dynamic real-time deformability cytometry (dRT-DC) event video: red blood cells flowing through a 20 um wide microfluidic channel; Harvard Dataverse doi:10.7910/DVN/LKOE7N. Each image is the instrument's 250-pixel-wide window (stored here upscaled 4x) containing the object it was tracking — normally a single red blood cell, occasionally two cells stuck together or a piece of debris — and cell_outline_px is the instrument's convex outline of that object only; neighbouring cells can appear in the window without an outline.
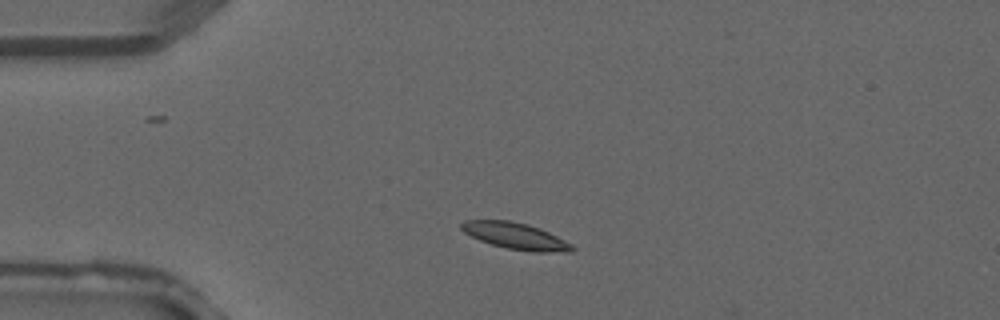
{"species": "common noctule bat (a hibernating species)", "species_latin": "Nyctalus noctula", "temperature_condition": "warm", "stored_images_in_passage": 1, "camera_frame_rate_fps": 3000, "um_per_image_px": 0.085, "animal": {"sex": "male", "forearm_length_mm": 52.5}, "frame": {"image": 1, "passage_image": 1, "time_ms": 0.0, "image_size_px": [1000, 320], "cell_outline_px": [[576, 248], [572, 252], [528, 252], [508, 248], [492, 244], [480, 240], [464, 232], [460, 228], [460, 224], [464, 220], [512, 220], [528, 224], [540, 228], [572, 244]], "centroid_in_image_um": [43.84, 20.06], "position_along_channel_um": 41.2, "area_um2": 17.17}}